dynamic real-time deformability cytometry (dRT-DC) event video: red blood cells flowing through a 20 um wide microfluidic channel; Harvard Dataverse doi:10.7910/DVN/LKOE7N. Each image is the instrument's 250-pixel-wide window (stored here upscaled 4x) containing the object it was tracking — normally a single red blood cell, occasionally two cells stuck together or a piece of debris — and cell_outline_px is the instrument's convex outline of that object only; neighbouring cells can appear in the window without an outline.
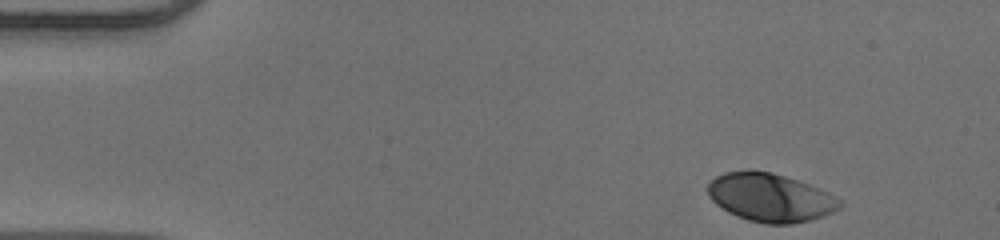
{"species": "human", "species_latin": "Homo sapiens", "temperature_condition": "warm", "stored_images_in_passage": 39, "camera_frame_rate_fps": 3000, "um_per_image_px": 0.085, "donor": {"sex": "male"}, "frame": {"image": 1, "passage_image": 1, "time_ms": 0.0, "image_size_px": [1000, 240], "cell_outline_px": [[840, 208], [824, 216], [792, 224], [764, 224], [748, 220], [736, 216], [728, 212], [716, 204], [708, 196], [708, 184], [716, 176], [724, 172], [772, 172], [808, 184], [840, 200]], "centroid_in_image_um": [65.43, 16.82], "position_along_channel_um": 19.6, "area_um2": 36.41}}
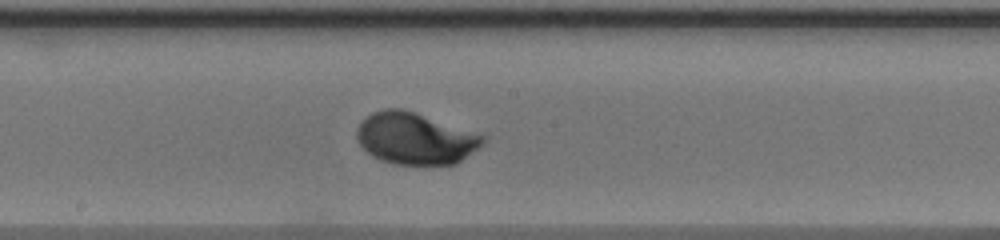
{"frame": {"image": 2, "passage_image": 23, "time_ms": 7.333, "image_size_px": [1000, 240], "cell_outline_px": [[484, 140], [476, 148], [456, 164], [392, 164], [380, 160], [372, 156], [356, 140], [356, 128], [364, 116], [372, 112], [384, 108], [400, 108], [484, 136]], "centroid_in_image_um": [35.18, 11.77], "position_along_channel_um": 213.0, "area_um2": 37.28}}
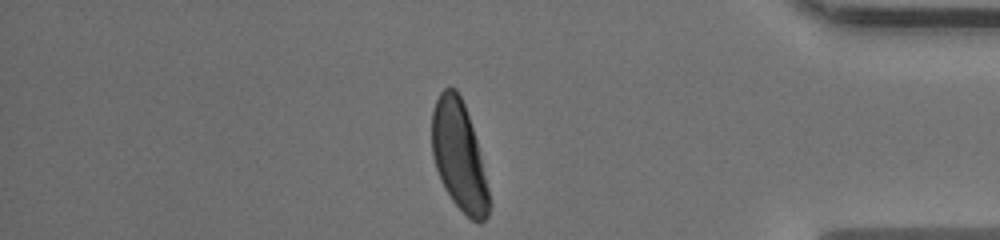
{"frame": {"image": 3, "passage_image": 39, "time_ms": 12.667, "image_size_px": [1000, 240], "cell_outline_px": [[492, 204], [488, 216], [480, 224], [472, 220], [452, 200], [444, 188], [440, 180], [432, 156], [432, 112], [436, 100], [440, 92], [444, 88], [456, 88], [464, 104], [476, 140]], "centroid_in_image_um": [39.01, 13.29], "position_along_channel_um": 396.2, "area_um2": 36.13}, "authors_computed_cell_mechanics": {"area_um2": 36.8764, "velocity_mm_per_s": 3.9785, "shape_relaxation_time_tau1_ms": 2.1058, "shape_relaxation_time_tau2_ms": null, "deformation_change_tau1": 0.1552, "deformation_change_tau2": null}}